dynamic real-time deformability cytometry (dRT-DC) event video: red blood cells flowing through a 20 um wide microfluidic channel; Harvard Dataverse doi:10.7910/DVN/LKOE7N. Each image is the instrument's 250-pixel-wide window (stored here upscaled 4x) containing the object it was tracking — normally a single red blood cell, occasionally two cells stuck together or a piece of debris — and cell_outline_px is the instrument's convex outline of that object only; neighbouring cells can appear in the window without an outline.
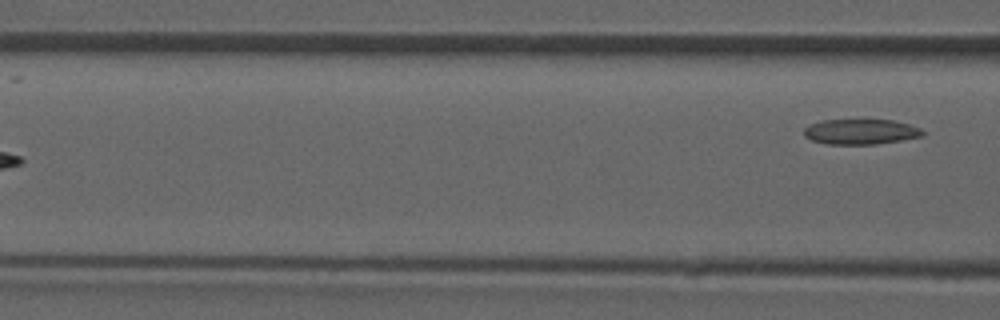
{"species": "common noctule bat (a hibernating species)", "species_latin": "Nyctalus noctula", "temperature_condition": "room temperature", "stored_images_in_passage": 5, "camera_frame_rate_fps": 3000, "um_per_image_px": 0.085, "animal": {"sex": "male", "forearm_length_mm": 52.5}, "frame": {"image": 1, "passage_image": 5, "time_ms": 5.667, "image_size_px": [1000, 320], "cell_outline_px": [[924, 136], [904, 140], [872, 144], [828, 144], [812, 140], [804, 136], [804, 128], [808, 124], [820, 120], [896, 120], [920, 128], [924, 132]], "centroid_in_image_um": [73.16, 11.19], "position_along_channel_um": 93.4, "area_um2": 17.57}}